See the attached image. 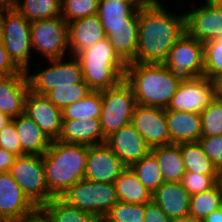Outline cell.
Masks as SVG:
<instances>
[{
  "label": "cell",
  "instance_id": "ac0fdd59",
  "mask_svg": "<svg viewBox=\"0 0 222 222\" xmlns=\"http://www.w3.org/2000/svg\"><path fill=\"white\" fill-rule=\"evenodd\" d=\"M34 207L11 174L0 173V222H17Z\"/></svg>",
  "mask_w": 222,
  "mask_h": 222
},
{
  "label": "cell",
  "instance_id": "d590c367",
  "mask_svg": "<svg viewBox=\"0 0 222 222\" xmlns=\"http://www.w3.org/2000/svg\"><path fill=\"white\" fill-rule=\"evenodd\" d=\"M204 45V76L211 81L222 77V36Z\"/></svg>",
  "mask_w": 222,
  "mask_h": 222
},
{
  "label": "cell",
  "instance_id": "60d3db41",
  "mask_svg": "<svg viewBox=\"0 0 222 222\" xmlns=\"http://www.w3.org/2000/svg\"><path fill=\"white\" fill-rule=\"evenodd\" d=\"M198 143L215 168H222V135L200 137Z\"/></svg>",
  "mask_w": 222,
  "mask_h": 222
},
{
  "label": "cell",
  "instance_id": "2e32d148",
  "mask_svg": "<svg viewBox=\"0 0 222 222\" xmlns=\"http://www.w3.org/2000/svg\"><path fill=\"white\" fill-rule=\"evenodd\" d=\"M24 114L31 118L52 141L58 139L62 129V109L54 106L44 95L29 90Z\"/></svg>",
  "mask_w": 222,
  "mask_h": 222
},
{
  "label": "cell",
  "instance_id": "d4e9b609",
  "mask_svg": "<svg viewBox=\"0 0 222 222\" xmlns=\"http://www.w3.org/2000/svg\"><path fill=\"white\" fill-rule=\"evenodd\" d=\"M97 15L108 34V26L139 25V10L125 0H99Z\"/></svg>",
  "mask_w": 222,
  "mask_h": 222
},
{
  "label": "cell",
  "instance_id": "4dcf8cb0",
  "mask_svg": "<svg viewBox=\"0 0 222 222\" xmlns=\"http://www.w3.org/2000/svg\"><path fill=\"white\" fill-rule=\"evenodd\" d=\"M102 107L101 91H92L85 98L62 109V120L99 119Z\"/></svg>",
  "mask_w": 222,
  "mask_h": 222
},
{
  "label": "cell",
  "instance_id": "30bf717a",
  "mask_svg": "<svg viewBox=\"0 0 222 222\" xmlns=\"http://www.w3.org/2000/svg\"><path fill=\"white\" fill-rule=\"evenodd\" d=\"M32 49L48 60L64 58L69 48L68 24L61 16L31 22Z\"/></svg>",
  "mask_w": 222,
  "mask_h": 222
},
{
  "label": "cell",
  "instance_id": "ee69618b",
  "mask_svg": "<svg viewBox=\"0 0 222 222\" xmlns=\"http://www.w3.org/2000/svg\"><path fill=\"white\" fill-rule=\"evenodd\" d=\"M20 69L9 58L3 43L0 44V77H7L18 73Z\"/></svg>",
  "mask_w": 222,
  "mask_h": 222
},
{
  "label": "cell",
  "instance_id": "8992f818",
  "mask_svg": "<svg viewBox=\"0 0 222 222\" xmlns=\"http://www.w3.org/2000/svg\"><path fill=\"white\" fill-rule=\"evenodd\" d=\"M60 198L70 206L78 207L97 218H103L118 202L114 183L82 179L69 188Z\"/></svg>",
  "mask_w": 222,
  "mask_h": 222
},
{
  "label": "cell",
  "instance_id": "836d02e7",
  "mask_svg": "<svg viewBox=\"0 0 222 222\" xmlns=\"http://www.w3.org/2000/svg\"><path fill=\"white\" fill-rule=\"evenodd\" d=\"M129 168L152 194L164 183L158 161L151 152Z\"/></svg>",
  "mask_w": 222,
  "mask_h": 222
},
{
  "label": "cell",
  "instance_id": "f907efd6",
  "mask_svg": "<svg viewBox=\"0 0 222 222\" xmlns=\"http://www.w3.org/2000/svg\"><path fill=\"white\" fill-rule=\"evenodd\" d=\"M12 120L8 115L0 111V131Z\"/></svg>",
  "mask_w": 222,
  "mask_h": 222
},
{
  "label": "cell",
  "instance_id": "5b68a950",
  "mask_svg": "<svg viewBox=\"0 0 222 222\" xmlns=\"http://www.w3.org/2000/svg\"><path fill=\"white\" fill-rule=\"evenodd\" d=\"M31 22L14 7H5L0 13L2 43L9 58L20 69L29 71L31 44Z\"/></svg>",
  "mask_w": 222,
  "mask_h": 222
},
{
  "label": "cell",
  "instance_id": "1f68e13d",
  "mask_svg": "<svg viewBox=\"0 0 222 222\" xmlns=\"http://www.w3.org/2000/svg\"><path fill=\"white\" fill-rule=\"evenodd\" d=\"M220 208H222V192L215 185L209 190L190 196L188 217L203 221L206 216Z\"/></svg>",
  "mask_w": 222,
  "mask_h": 222
},
{
  "label": "cell",
  "instance_id": "6f0895ef",
  "mask_svg": "<svg viewBox=\"0 0 222 222\" xmlns=\"http://www.w3.org/2000/svg\"><path fill=\"white\" fill-rule=\"evenodd\" d=\"M5 7L2 5V3L0 2V13L2 12V10L4 9Z\"/></svg>",
  "mask_w": 222,
  "mask_h": 222
},
{
  "label": "cell",
  "instance_id": "6da1fadb",
  "mask_svg": "<svg viewBox=\"0 0 222 222\" xmlns=\"http://www.w3.org/2000/svg\"><path fill=\"white\" fill-rule=\"evenodd\" d=\"M186 33L185 14L171 15L162 4L139 10L135 63L163 64L169 50Z\"/></svg>",
  "mask_w": 222,
  "mask_h": 222
},
{
  "label": "cell",
  "instance_id": "ffe728a7",
  "mask_svg": "<svg viewBox=\"0 0 222 222\" xmlns=\"http://www.w3.org/2000/svg\"><path fill=\"white\" fill-rule=\"evenodd\" d=\"M190 196L181 182H164L152 194V201L171 220H178L188 217Z\"/></svg>",
  "mask_w": 222,
  "mask_h": 222
},
{
  "label": "cell",
  "instance_id": "ab89813d",
  "mask_svg": "<svg viewBox=\"0 0 222 222\" xmlns=\"http://www.w3.org/2000/svg\"><path fill=\"white\" fill-rule=\"evenodd\" d=\"M216 176L186 171L181 183L190 195H195L213 188L216 185Z\"/></svg>",
  "mask_w": 222,
  "mask_h": 222
},
{
  "label": "cell",
  "instance_id": "7dc6e473",
  "mask_svg": "<svg viewBox=\"0 0 222 222\" xmlns=\"http://www.w3.org/2000/svg\"><path fill=\"white\" fill-rule=\"evenodd\" d=\"M136 10H143L160 4L159 0H125Z\"/></svg>",
  "mask_w": 222,
  "mask_h": 222
},
{
  "label": "cell",
  "instance_id": "52a82bcc",
  "mask_svg": "<svg viewBox=\"0 0 222 222\" xmlns=\"http://www.w3.org/2000/svg\"><path fill=\"white\" fill-rule=\"evenodd\" d=\"M101 130L105 138L131 123L137 105L130 85L123 79L118 85L101 91Z\"/></svg>",
  "mask_w": 222,
  "mask_h": 222
},
{
  "label": "cell",
  "instance_id": "680465c9",
  "mask_svg": "<svg viewBox=\"0 0 222 222\" xmlns=\"http://www.w3.org/2000/svg\"><path fill=\"white\" fill-rule=\"evenodd\" d=\"M2 43V33H1V26H0V44Z\"/></svg>",
  "mask_w": 222,
  "mask_h": 222
},
{
  "label": "cell",
  "instance_id": "5bb4252c",
  "mask_svg": "<svg viewBox=\"0 0 222 222\" xmlns=\"http://www.w3.org/2000/svg\"><path fill=\"white\" fill-rule=\"evenodd\" d=\"M186 33L203 44L222 36V5L205 3L185 13Z\"/></svg>",
  "mask_w": 222,
  "mask_h": 222
},
{
  "label": "cell",
  "instance_id": "ba28073f",
  "mask_svg": "<svg viewBox=\"0 0 222 222\" xmlns=\"http://www.w3.org/2000/svg\"><path fill=\"white\" fill-rule=\"evenodd\" d=\"M9 173L35 206H43L53 199L46 184L43 155L16 157Z\"/></svg>",
  "mask_w": 222,
  "mask_h": 222
},
{
  "label": "cell",
  "instance_id": "bcb514c9",
  "mask_svg": "<svg viewBox=\"0 0 222 222\" xmlns=\"http://www.w3.org/2000/svg\"><path fill=\"white\" fill-rule=\"evenodd\" d=\"M16 156L0 148V173L9 172Z\"/></svg>",
  "mask_w": 222,
  "mask_h": 222
},
{
  "label": "cell",
  "instance_id": "44dd1931",
  "mask_svg": "<svg viewBox=\"0 0 222 222\" xmlns=\"http://www.w3.org/2000/svg\"><path fill=\"white\" fill-rule=\"evenodd\" d=\"M67 24L69 52L73 56L106 38L105 30L97 14Z\"/></svg>",
  "mask_w": 222,
  "mask_h": 222
},
{
  "label": "cell",
  "instance_id": "f1b7e54d",
  "mask_svg": "<svg viewBox=\"0 0 222 222\" xmlns=\"http://www.w3.org/2000/svg\"><path fill=\"white\" fill-rule=\"evenodd\" d=\"M180 151L186 171L202 175H217V169L198 142L180 143Z\"/></svg>",
  "mask_w": 222,
  "mask_h": 222
},
{
  "label": "cell",
  "instance_id": "4fadbf2b",
  "mask_svg": "<svg viewBox=\"0 0 222 222\" xmlns=\"http://www.w3.org/2000/svg\"><path fill=\"white\" fill-rule=\"evenodd\" d=\"M131 124L150 148L170 145L165 108L136 105Z\"/></svg>",
  "mask_w": 222,
  "mask_h": 222
},
{
  "label": "cell",
  "instance_id": "816d5d0a",
  "mask_svg": "<svg viewBox=\"0 0 222 222\" xmlns=\"http://www.w3.org/2000/svg\"><path fill=\"white\" fill-rule=\"evenodd\" d=\"M216 185L219 188V190L222 192V168L217 170Z\"/></svg>",
  "mask_w": 222,
  "mask_h": 222
},
{
  "label": "cell",
  "instance_id": "f5cc1de1",
  "mask_svg": "<svg viewBox=\"0 0 222 222\" xmlns=\"http://www.w3.org/2000/svg\"><path fill=\"white\" fill-rule=\"evenodd\" d=\"M19 0H0L4 7H13Z\"/></svg>",
  "mask_w": 222,
  "mask_h": 222
},
{
  "label": "cell",
  "instance_id": "277c9868",
  "mask_svg": "<svg viewBox=\"0 0 222 222\" xmlns=\"http://www.w3.org/2000/svg\"><path fill=\"white\" fill-rule=\"evenodd\" d=\"M75 57L80 63L83 80L93 91L109 89L124 79L126 64L107 38L80 51Z\"/></svg>",
  "mask_w": 222,
  "mask_h": 222
},
{
  "label": "cell",
  "instance_id": "f546056e",
  "mask_svg": "<svg viewBox=\"0 0 222 222\" xmlns=\"http://www.w3.org/2000/svg\"><path fill=\"white\" fill-rule=\"evenodd\" d=\"M22 1L19 0L13 7L30 22L61 16V0Z\"/></svg>",
  "mask_w": 222,
  "mask_h": 222
},
{
  "label": "cell",
  "instance_id": "8fae6325",
  "mask_svg": "<svg viewBox=\"0 0 222 222\" xmlns=\"http://www.w3.org/2000/svg\"><path fill=\"white\" fill-rule=\"evenodd\" d=\"M63 59L48 60L52 65L36 74L31 75L27 72L30 90L36 94L45 95L57 87L82 83L83 73L77 58L72 55L70 61L63 62Z\"/></svg>",
  "mask_w": 222,
  "mask_h": 222
},
{
  "label": "cell",
  "instance_id": "11a10c76",
  "mask_svg": "<svg viewBox=\"0 0 222 222\" xmlns=\"http://www.w3.org/2000/svg\"><path fill=\"white\" fill-rule=\"evenodd\" d=\"M204 2L214 4V5H222V0H205Z\"/></svg>",
  "mask_w": 222,
  "mask_h": 222
},
{
  "label": "cell",
  "instance_id": "d6a6232c",
  "mask_svg": "<svg viewBox=\"0 0 222 222\" xmlns=\"http://www.w3.org/2000/svg\"><path fill=\"white\" fill-rule=\"evenodd\" d=\"M50 214L53 222H95L97 217L70 206L60 197H55L43 205Z\"/></svg>",
  "mask_w": 222,
  "mask_h": 222
},
{
  "label": "cell",
  "instance_id": "603a6c76",
  "mask_svg": "<svg viewBox=\"0 0 222 222\" xmlns=\"http://www.w3.org/2000/svg\"><path fill=\"white\" fill-rule=\"evenodd\" d=\"M171 144L198 142L202 135L199 113L167 110L165 108Z\"/></svg>",
  "mask_w": 222,
  "mask_h": 222
},
{
  "label": "cell",
  "instance_id": "484cf974",
  "mask_svg": "<svg viewBox=\"0 0 222 222\" xmlns=\"http://www.w3.org/2000/svg\"><path fill=\"white\" fill-rule=\"evenodd\" d=\"M139 25L108 26L106 38L119 58L128 64L134 61L138 49Z\"/></svg>",
  "mask_w": 222,
  "mask_h": 222
},
{
  "label": "cell",
  "instance_id": "7a4b0ae2",
  "mask_svg": "<svg viewBox=\"0 0 222 222\" xmlns=\"http://www.w3.org/2000/svg\"><path fill=\"white\" fill-rule=\"evenodd\" d=\"M88 146L53 140L43 155L49 194L60 197L77 182L85 179Z\"/></svg>",
  "mask_w": 222,
  "mask_h": 222
},
{
  "label": "cell",
  "instance_id": "f35d334b",
  "mask_svg": "<svg viewBox=\"0 0 222 222\" xmlns=\"http://www.w3.org/2000/svg\"><path fill=\"white\" fill-rule=\"evenodd\" d=\"M99 0H62L61 17L66 22L97 14Z\"/></svg>",
  "mask_w": 222,
  "mask_h": 222
},
{
  "label": "cell",
  "instance_id": "74e56055",
  "mask_svg": "<svg viewBox=\"0 0 222 222\" xmlns=\"http://www.w3.org/2000/svg\"><path fill=\"white\" fill-rule=\"evenodd\" d=\"M145 204L118 201L103 217L108 222H143Z\"/></svg>",
  "mask_w": 222,
  "mask_h": 222
},
{
  "label": "cell",
  "instance_id": "db71d44e",
  "mask_svg": "<svg viewBox=\"0 0 222 222\" xmlns=\"http://www.w3.org/2000/svg\"><path fill=\"white\" fill-rule=\"evenodd\" d=\"M171 222H202V221L195 220L191 217H186L178 220H172Z\"/></svg>",
  "mask_w": 222,
  "mask_h": 222
},
{
  "label": "cell",
  "instance_id": "9f6ffc18",
  "mask_svg": "<svg viewBox=\"0 0 222 222\" xmlns=\"http://www.w3.org/2000/svg\"><path fill=\"white\" fill-rule=\"evenodd\" d=\"M95 222H108L105 218H97Z\"/></svg>",
  "mask_w": 222,
  "mask_h": 222
},
{
  "label": "cell",
  "instance_id": "8d00e7d4",
  "mask_svg": "<svg viewBox=\"0 0 222 222\" xmlns=\"http://www.w3.org/2000/svg\"><path fill=\"white\" fill-rule=\"evenodd\" d=\"M202 123L201 137L222 135V100L215 96L200 113Z\"/></svg>",
  "mask_w": 222,
  "mask_h": 222
},
{
  "label": "cell",
  "instance_id": "d6986e66",
  "mask_svg": "<svg viewBox=\"0 0 222 222\" xmlns=\"http://www.w3.org/2000/svg\"><path fill=\"white\" fill-rule=\"evenodd\" d=\"M27 72L0 77V111L10 118L24 113L25 100L29 92Z\"/></svg>",
  "mask_w": 222,
  "mask_h": 222
},
{
  "label": "cell",
  "instance_id": "e0dca14e",
  "mask_svg": "<svg viewBox=\"0 0 222 222\" xmlns=\"http://www.w3.org/2000/svg\"><path fill=\"white\" fill-rule=\"evenodd\" d=\"M105 144L126 167L139 162L151 151V148L131 123L109 135Z\"/></svg>",
  "mask_w": 222,
  "mask_h": 222
},
{
  "label": "cell",
  "instance_id": "7c38bea8",
  "mask_svg": "<svg viewBox=\"0 0 222 222\" xmlns=\"http://www.w3.org/2000/svg\"><path fill=\"white\" fill-rule=\"evenodd\" d=\"M215 96V82L205 76L196 77L181 81L166 109L200 114Z\"/></svg>",
  "mask_w": 222,
  "mask_h": 222
},
{
  "label": "cell",
  "instance_id": "cb8c5ba5",
  "mask_svg": "<svg viewBox=\"0 0 222 222\" xmlns=\"http://www.w3.org/2000/svg\"><path fill=\"white\" fill-rule=\"evenodd\" d=\"M22 148L26 155H44L52 140L27 115L12 118Z\"/></svg>",
  "mask_w": 222,
  "mask_h": 222
},
{
  "label": "cell",
  "instance_id": "9c48e42d",
  "mask_svg": "<svg viewBox=\"0 0 222 222\" xmlns=\"http://www.w3.org/2000/svg\"><path fill=\"white\" fill-rule=\"evenodd\" d=\"M180 81L204 76V45L185 33L169 50L163 63Z\"/></svg>",
  "mask_w": 222,
  "mask_h": 222
},
{
  "label": "cell",
  "instance_id": "83f0119b",
  "mask_svg": "<svg viewBox=\"0 0 222 222\" xmlns=\"http://www.w3.org/2000/svg\"><path fill=\"white\" fill-rule=\"evenodd\" d=\"M114 184L118 201L135 204H147L152 201V193L129 167L116 178Z\"/></svg>",
  "mask_w": 222,
  "mask_h": 222
},
{
  "label": "cell",
  "instance_id": "b9f144b4",
  "mask_svg": "<svg viewBox=\"0 0 222 222\" xmlns=\"http://www.w3.org/2000/svg\"><path fill=\"white\" fill-rule=\"evenodd\" d=\"M0 148L12 153L16 157L25 155L22 152L13 120L0 131Z\"/></svg>",
  "mask_w": 222,
  "mask_h": 222
},
{
  "label": "cell",
  "instance_id": "4316f807",
  "mask_svg": "<svg viewBox=\"0 0 222 222\" xmlns=\"http://www.w3.org/2000/svg\"><path fill=\"white\" fill-rule=\"evenodd\" d=\"M157 159L164 182H181L186 173L180 143L158 146L150 151Z\"/></svg>",
  "mask_w": 222,
  "mask_h": 222
},
{
  "label": "cell",
  "instance_id": "c3c4849f",
  "mask_svg": "<svg viewBox=\"0 0 222 222\" xmlns=\"http://www.w3.org/2000/svg\"><path fill=\"white\" fill-rule=\"evenodd\" d=\"M202 222H222V208L210 213Z\"/></svg>",
  "mask_w": 222,
  "mask_h": 222
},
{
  "label": "cell",
  "instance_id": "7bdbcfd3",
  "mask_svg": "<svg viewBox=\"0 0 222 222\" xmlns=\"http://www.w3.org/2000/svg\"><path fill=\"white\" fill-rule=\"evenodd\" d=\"M172 220L153 201L145 204V216L143 222H171Z\"/></svg>",
  "mask_w": 222,
  "mask_h": 222
},
{
  "label": "cell",
  "instance_id": "7402d4cb",
  "mask_svg": "<svg viewBox=\"0 0 222 222\" xmlns=\"http://www.w3.org/2000/svg\"><path fill=\"white\" fill-rule=\"evenodd\" d=\"M57 140L86 146L106 142L101 130L100 120L95 118L62 120V129Z\"/></svg>",
  "mask_w": 222,
  "mask_h": 222
},
{
  "label": "cell",
  "instance_id": "e575fe53",
  "mask_svg": "<svg viewBox=\"0 0 222 222\" xmlns=\"http://www.w3.org/2000/svg\"><path fill=\"white\" fill-rule=\"evenodd\" d=\"M93 90L83 81L70 86L57 87L47 92L44 96L56 107L63 109L85 98Z\"/></svg>",
  "mask_w": 222,
  "mask_h": 222
},
{
  "label": "cell",
  "instance_id": "f6af8a7d",
  "mask_svg": "<svg viewBox=\"0 0 222 222\" xmlns=\"http://www.w3.org/2000/svg\"><path fill=\"white\" fill-rule=\"evenodd\" d=\"M17 222H53L50 214L43 206H35Z\"/></svg>",
  "mask_w": 222,
  "mask_h": 222
},
{
  "label": "cell",
  "instance_id": "681fc988",
  "mask_svg": "<svg viewBox=\"0 0 222 222\" xmlns=\"http://www.w3.org/2000/svg\"><path fill=\"white\" fill-rule=\"evenodd\" d=\"M215 93L222 100V77L215 81Z\"/></svg>",
  "mask_w": 222,
  "mask_h": 222
},
{
  "label": "cell",
  "instance_id": "9a60e30c",
  "mask_svg": "<svg viewBox=\"0 0 222 222\" xmlns=\"http://www.w3.org/2000/svg\"><path fill=\"white\" fill-rule=\"evenodd\" d=\"M125 169L126 166L105 143L88 146L85 179L114 183Z\"/></svg>",
  "mask_w": 222,
  "mask_h": 222
},
{
  "label": "cell",
  "instance_id": "3957f363",
  "mask_svg": "<svg viewBox=\"0 0 222 222\" xmlns=\"http://www.w3.org/2000/svg\"><path fill=\"white\" fill-rule=\"evenodd\" d=\"M124 80L141 106L167 108L181 81L164 64H126Z\"/></svg>",
  "mask_w": 222,
  "mask_h": 222
}]
</instances>
